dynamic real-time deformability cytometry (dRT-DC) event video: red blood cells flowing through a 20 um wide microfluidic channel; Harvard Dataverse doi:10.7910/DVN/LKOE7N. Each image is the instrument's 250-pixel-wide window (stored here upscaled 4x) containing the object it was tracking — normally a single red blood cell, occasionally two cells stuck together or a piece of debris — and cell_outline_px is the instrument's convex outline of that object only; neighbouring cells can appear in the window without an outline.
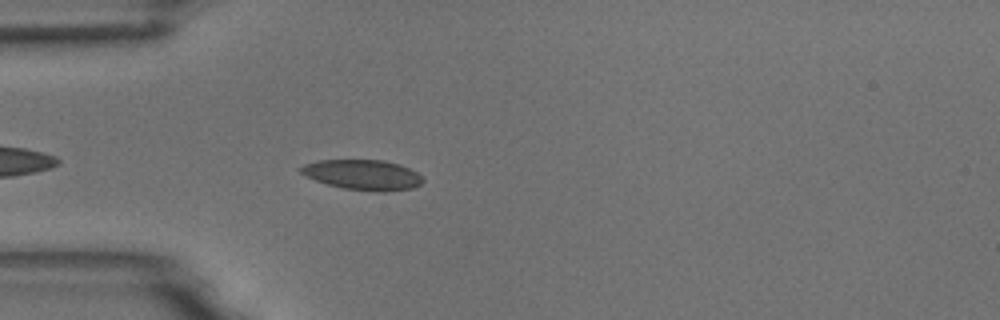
{"species": "common noctule bat (a hibernating species)", "species_latin": "Nyctalus noctula", "temperature_condition": "room temperature", "stored_images_in_passage": 43, "camera_frame_rate_fps": 3000, "um_per_image_px": 0.085, "animal": {"sex": "male", "body_mass_g": 18.8}, "frame": {"image": 1, "passage_image": 4, "time_ms": 1.0, "image_size_px": [1000, 320], "cell_outline_px": [[424, 180], [420, 184], [412, 188], [384, 192], [376, 192], [344, 188], [328, 184], [304, 176], [296, 168], [304, 164], [316, 160], [384, 160], [400, 164], [416, 172]], "centroid_in_image_um": [30.8, 14.85], "position_along_channel_um": 54.2, "area_um2": 21.56}}
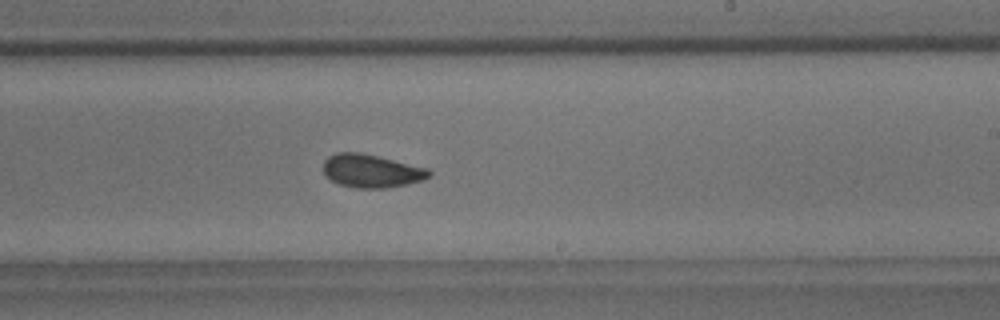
{"frame": {"image": 2, "passage_image": 21, "time_ms": 6.667, "image_size_px": [1000, 320], "cell_outline_px": [[432, 172], [424, 180], [384, 188], [356, 188], [340, 184], [324, 176], [324, 160], [328, 156], [336, 152], [360, 152], [428, 168]], "centroid_in_image_um": [31.54, 14.52], "position_along_channel_um": 257.5, "area_um2": 20.35}}
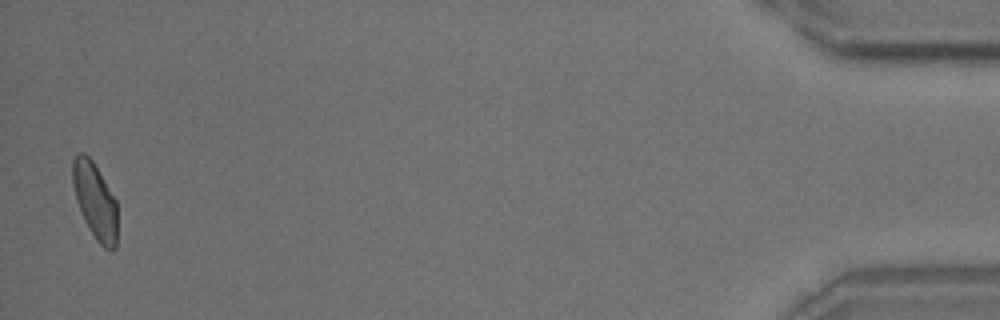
{"frame": {"image": 3, "passage_image": 42, "time_ms": 13.667, "image_size_px": [1000, 320], "cell_outline_px": [[116, 248], [112, 252], [104, 248], [96, 240], [84, 220], [76, 200], [72, 184], [72, 160], [80, 152], [84, 152], [92, 160], [116, 200]], "centroid_in_image_um": [8.06, 17.08], "position_along_channel_um": 427.1, "area_um2": 19.77}, "authors_computed_cell_mechanics": {"area_um2": 20.3456, "velocity_mm_per_s": 3.7034, "shape_relaxation_time_tau1_ms": 3.3746, "shape_relaxation_time_tau2_ms": 1.8971, "deformation_change_tau1": 0.0881, "deformation_change_tau2": 0.0643}}